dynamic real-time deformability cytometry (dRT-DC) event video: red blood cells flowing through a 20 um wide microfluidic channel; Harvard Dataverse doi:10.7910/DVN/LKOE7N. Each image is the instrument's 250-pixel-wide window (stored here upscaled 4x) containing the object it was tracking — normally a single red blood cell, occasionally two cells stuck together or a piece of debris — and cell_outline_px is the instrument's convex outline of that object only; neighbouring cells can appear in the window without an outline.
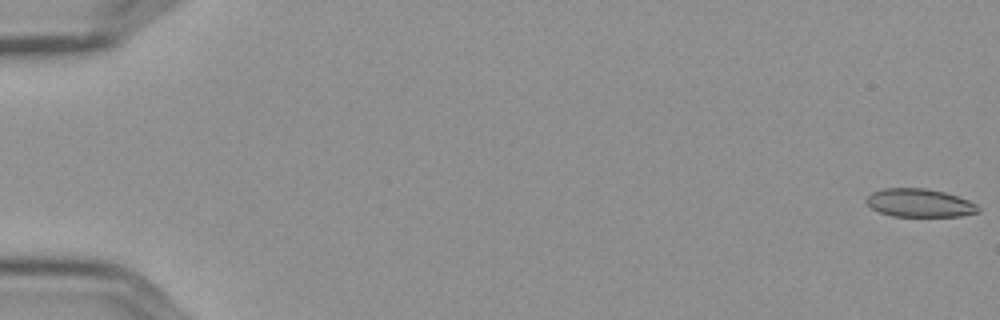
{"species": "Egyptian fruit bat (a non-hibernating species)", "species_latin": "Rousettus aegyptiacus", "temperature_condition": "cold", "stored_images_in_passage": 19, "camera_frame_rate_fps": 3000, "um_per_image_px": 0.085, "frame": {"image": 1, "passage_image": 1, "time_ms": 0.0, "image_size_px": [1000, 320], "cell_outline_px": [[980, 208], [976, 212], [960, 216], [892, 216], [880, 212], [872, 208], [868, 204], [868, 196], [872, 192], [884, 188], [924, 188], [944, 192], [968, 200], [976, 204]], "centroid_in_image_um": [78.16, 17.25], "position_along_channel_um": 6.8, "area_um2": 18.09}}
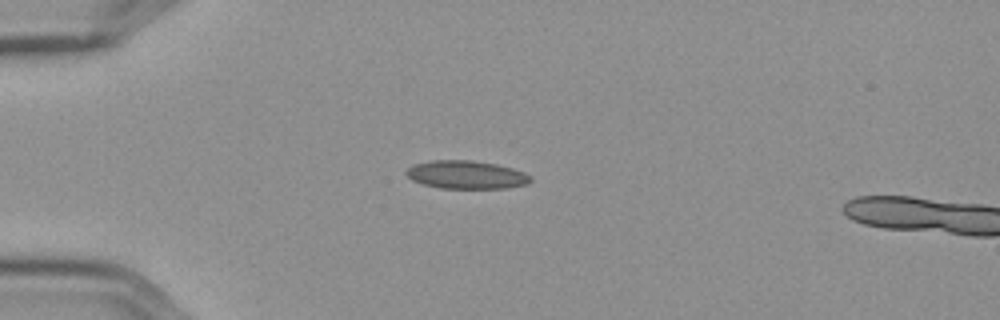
{"frame": {"image": 2, "passage_image": 16, "time_ms": 5.0, "image_size_px": [1000, 320], "cell_outline_px": [[532, 180], [528, 184], [504, 188], [440, 188], [424, 184], [412, 180], [404, 172], [412, 164], [432, 160], [472, 160], [496, 164], [512, 168], [524, 172], [532, 176]], "centroid_in_image_um": [39.64, 14.84], "position_along_channel_um": 45.4, "area_um2": 20.46}}